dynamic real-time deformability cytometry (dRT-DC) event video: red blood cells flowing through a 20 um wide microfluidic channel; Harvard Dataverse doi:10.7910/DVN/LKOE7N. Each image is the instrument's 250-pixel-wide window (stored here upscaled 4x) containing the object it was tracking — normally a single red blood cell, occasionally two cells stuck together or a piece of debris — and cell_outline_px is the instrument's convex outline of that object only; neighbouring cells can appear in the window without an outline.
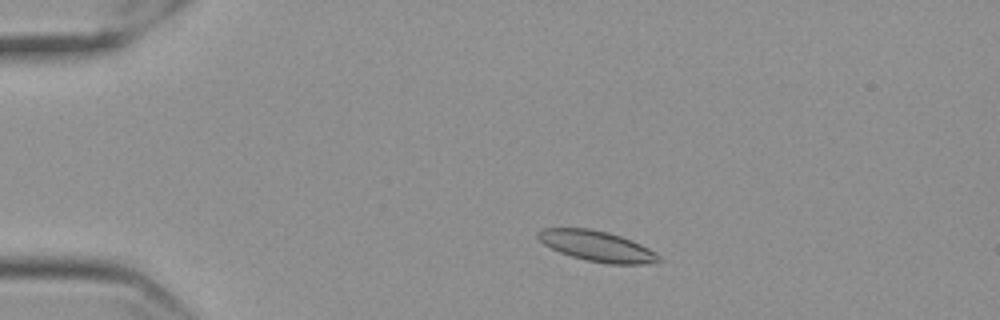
{"species": "Egyptian fruit bat (a non-hibernating species)", "species_latin": "Rousettus aegyptiacus", "temperature_condition": "cold", "stored_images_in_passage": 54, "camera_frame_rate_fps": 3000, "um_per_image_px": 0.085, "frame": {"image": 1, "passage_image": 8, "time_ms": 2.333, "image_size_px": [1000, 320], "cell_outline_px": [[660, 260], [644, 264], [608, 264], [588, 260], [572, 256], [560, 252], [544, 244], [536, 236], [536, 232], [540, 228], [588, 228], [608, 232], [632, 240], [656, 252], [660, 256]], "centroid_in_image_um": [50.72, 20.91], "position_along_channel_um": 34.3, "area_um2": 21.33}}
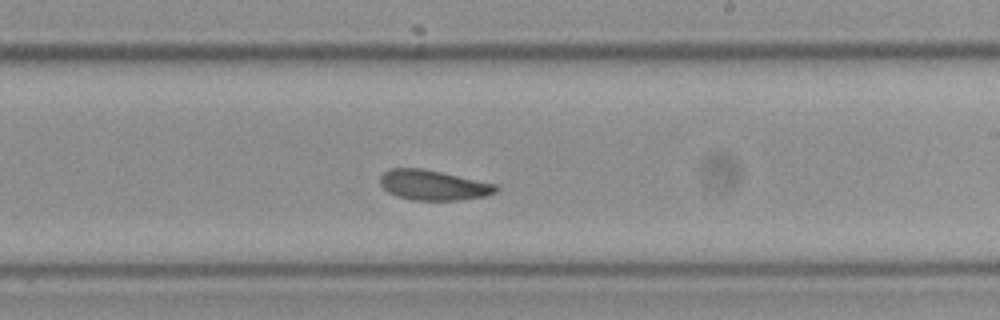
{"frame": {"image": 2, "passage_image": 31, "time_ms": 10.0, "image_size_px": [1000, 320], "cell_outline_px": [[500, 188], [496, 192], [484, 196], [460, 200], [412, 200], [396, 196], [388, 192], [380, 184], [380, 176], [388, 168], [420, 168], [440, 172], [496, 184]], "centroid_in_image_um": [36.8, 15.74], "position_along_channel_um": 252.2, "area_um2": 20.23}}
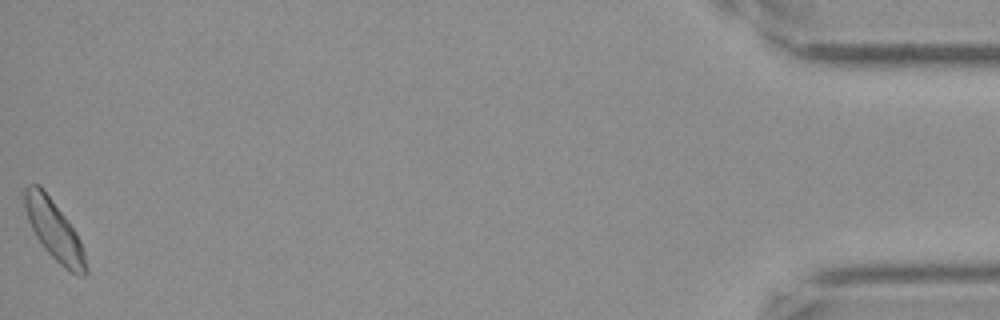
{"frame": {"image": 3, "passage_image": 54, "time_ms": 17.667, "image_size_px": [1000, 320], "cell_outline_px": [[88, 272], [84, 276], [76, 276], [64, 268], [44, 248], [36, 236], [28, 220], [24, 204], [24, 188], [28, 184], [40, 184], [76, 232], [80, 240], [84, 252], [88, 268]], "centroid_in_image_um": [4.62, 19.59], "position_along_channel_um": 430.6, "area_um2": 21.15}, "authors_computed_cell_mechanics": {"area_um2": 20.8369, "velocity_mm_per_s": 3.5093, "shape_relaxation_time_tau1_ms": 10.4582, "shape_relaxation_time_tau2_ms": 4.7318, "deformation_change_tau1": 0.1216, "deformation_change_tau2": 0.0972}}